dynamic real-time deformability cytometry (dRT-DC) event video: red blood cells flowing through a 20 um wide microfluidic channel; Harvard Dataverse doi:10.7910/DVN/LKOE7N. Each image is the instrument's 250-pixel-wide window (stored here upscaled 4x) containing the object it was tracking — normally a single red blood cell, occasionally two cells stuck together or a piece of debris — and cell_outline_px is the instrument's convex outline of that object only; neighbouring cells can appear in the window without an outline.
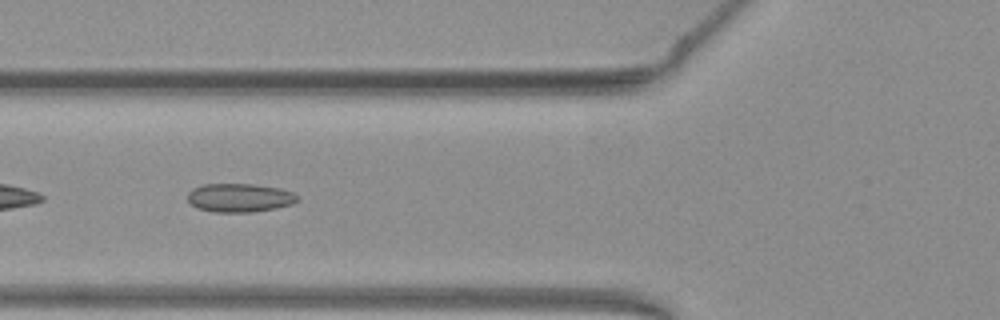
{"species": "common noctule bat (a hibernating species)", "species_latin": "Nyctalus noctula", "temperature_condition": "warm", "stored_images_in_passage": 20, "camera_frame_rate_fps": 3000, "um_per_image_px": 0.085, "animal": {"sex": "female", "body_mass_g": 19.3, "forearm_length_mm": 54.1}, "frame": {"image": 1, "passage_image": 19, "time_ms": 6.0, "image_size_px": [1000, 320], "cell_outline_px": [[300, 200], [292, 204], [276, 208], [252, 212], [212, 212], [196, 208], [188, 200], [188, 192], [192, 188], [204, 184], [252, 184], [280, 188], [292, 192], [300, 196]], "centroid_in_image_um": [20.38, 16.81], "position_along_channel_um": 105.4, "area_um2": 18.5}}